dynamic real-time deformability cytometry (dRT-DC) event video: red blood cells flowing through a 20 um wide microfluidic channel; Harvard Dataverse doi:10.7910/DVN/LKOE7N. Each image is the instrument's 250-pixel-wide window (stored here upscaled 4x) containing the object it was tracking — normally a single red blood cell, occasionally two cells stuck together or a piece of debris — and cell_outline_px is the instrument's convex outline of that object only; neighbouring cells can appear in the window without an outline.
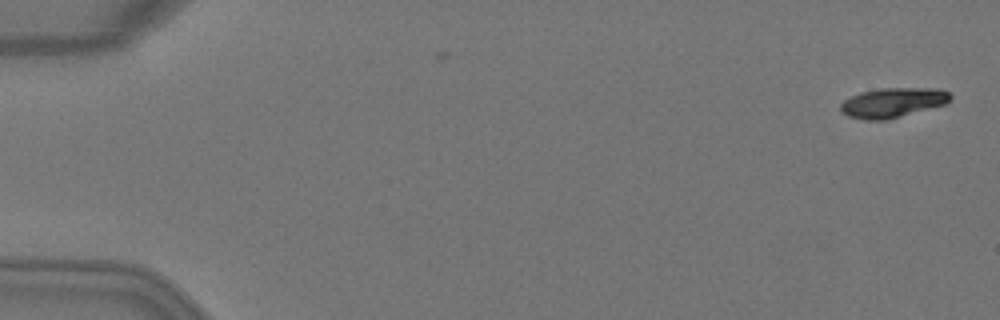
{"species": "Egyptian fruit bat (a non-hibernating species)", "species_latin": "Rousettus aegyptiacus", "temperature_condition": "warm", "stored_images_in_passage": 2, "camera_frame_rate_fps": 3000, "um_per_image_px": 0.085, "animal": {"sex": "female"}, "frame": {"image": 1, "passage_image": 1, "time_ms": 0.0, "image_size_px": [1000, 320], "cell_outline_px": [[952, 96], [944, 104], [888, 120], [864, 120], [848, 116], [840, 112], [840, 104], [844, 100], [860, 92], [880, 88], [940, 88], [948, 92]], "centroid_in_image_um": [75.85, 8.72], "position_along_channel_um": 9.2, "area_um2": 19.02}}